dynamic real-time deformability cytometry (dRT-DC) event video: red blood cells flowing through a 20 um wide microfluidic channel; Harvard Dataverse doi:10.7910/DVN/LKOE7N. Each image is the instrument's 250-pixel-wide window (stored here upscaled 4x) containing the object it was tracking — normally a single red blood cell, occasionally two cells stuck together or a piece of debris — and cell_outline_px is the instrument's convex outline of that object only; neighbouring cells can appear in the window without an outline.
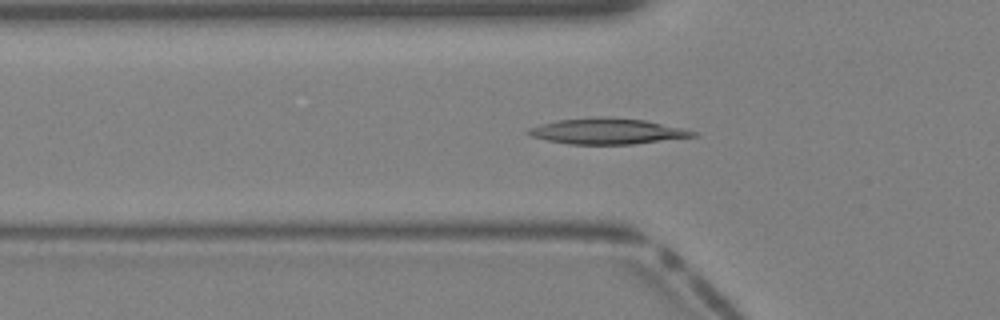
{"species": "Egyptian fruit bat (a non-hibernating species)", "species_latin": "Rousettus aegyptiacus", "temperature_condition": "warm", "stored_images_in_passage": 29, "camera_frame_rate_fps": 3000, "um_per_image_px": 0.085, "animal": {"sex": "female"}, "frame": {"image": 1, "passage_image": 6, "time_ms": 1.667, "image_size_px": [1000, 320], "cell_outline_px": [[700, 136], [632, 144], [568, 144], [548, 140], [532, 136], [524, 132], [528, 128], [540, 124], [556, 120], [596, 116], [604, 116], [644, 120], [684, 128], [700, 132]], "centroid_in_image_um": [51.65, 11.14], "position_along_channel_um": 74.1, "area_um2": 25.03}}
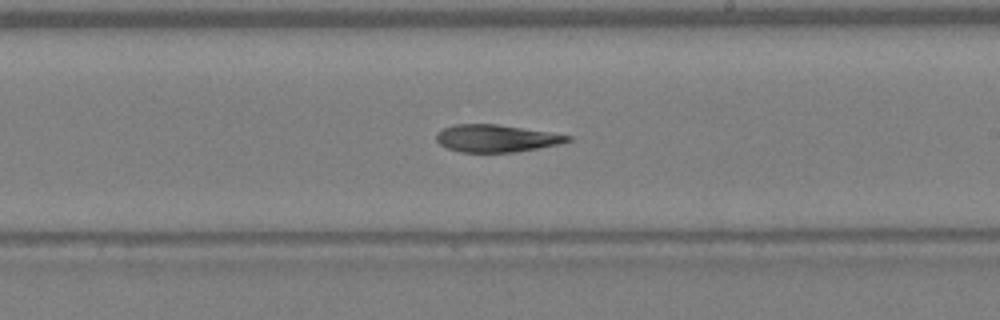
{"frame": {"image": 2, "passage_image": 16, "time_ms": 5.0, "image_size_px": [1000, 320], "cell_outline_px": [[572, 140], [560, 144], [516, 152], [460, 152], [448, 148], [440, 144], [436, 140], [436, 132], [444, 128], [456, 124], [496, 124], [548, 132], [572, 136]], "centroid_in_image_um": [42.17, 11.76], "position_along_channel_um": 246.8, "area_um2": 20.81}}
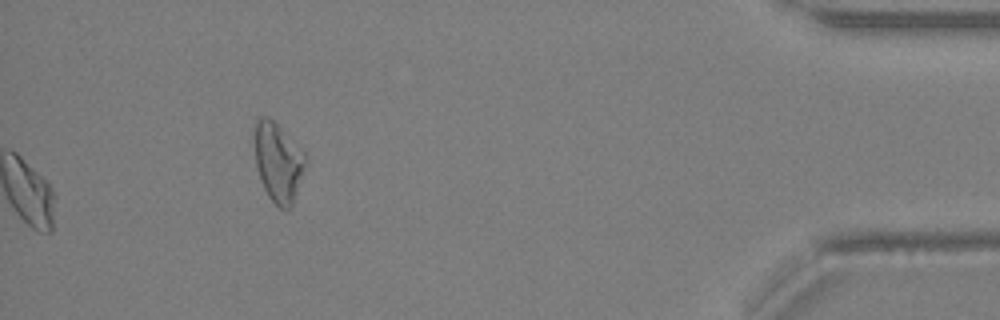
{"frame": {"image": 3, "passage_image": 29, "time_ms": 9.333, "image_size_px": [1000, 320], "cell_outline_px": [[308, 160], [292, 204], [288, 208], [280, 208], [268, 196], [264, 188], [256, 164], [252, 144], [252, 136], [256, 116], [268, 116], [304, 152]], "centroid_in_image_um": [23.6, 13.72], "position_along_channel_um": 411.6, "area_um2": 23.64}}